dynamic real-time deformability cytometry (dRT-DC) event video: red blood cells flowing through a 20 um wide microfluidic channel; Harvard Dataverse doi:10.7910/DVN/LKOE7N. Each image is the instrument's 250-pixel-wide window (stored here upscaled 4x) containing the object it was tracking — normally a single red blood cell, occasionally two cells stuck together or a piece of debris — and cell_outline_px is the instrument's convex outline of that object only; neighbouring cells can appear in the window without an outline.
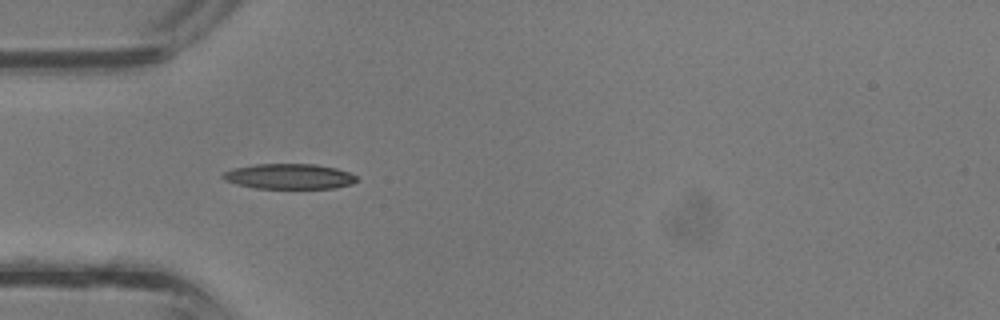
{"species": "common noctule bat (a hibernating species)", "species_latin": "Nyctalus noctula", "temperature_condition": "room temperature", "stored_images_in_passage": 28, "camera_frame_rate_fps": 3000, "um_per_image_px": 0.085, "animal": {"sex": "male", "body_mass_g": 13.3}, "frame": {"image": 1, "passage_image": 2, "time_ms": 0.333, "image_size_px": [1000, 320], "cell_outline_px": [[360, 180], [352, 184], [336, 188], [256, 188], [236, 184], [224, 180], [220, 176], [224, 172], [232, 168], [256, 164], [316, 164], [336, 168], [348, 172], [356, 176]], "centroid_in_image_um": [24.59, 14.99], "position_along_channel_um": 60.4, "area_um2": 19.83}}
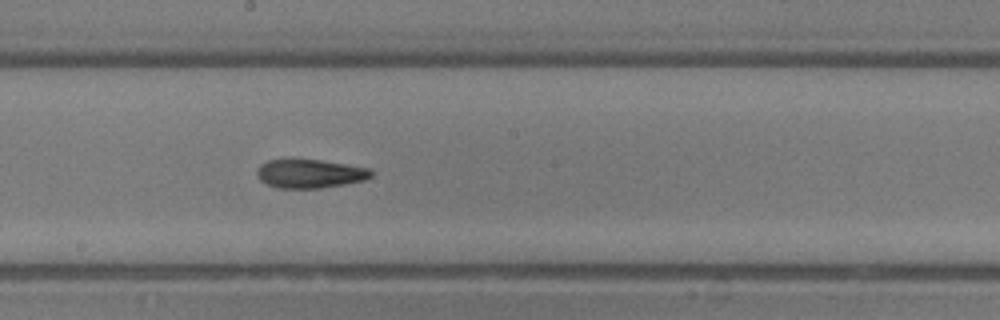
{"frame": {"image": 2, "passage_image": 11, "time_ms": 3.333, "image_size_px": [1000, 320], "cell_outline_px": [[372, 176], [364, 180], [344, 184], [320, 188], [280, 188], [268, 184], [260, 180], [256, 172], [256, 168], [260, 164], [268, 160], [320, 160], [368, 168], [372, 172]], "centroid_in_image_um": [26.31, 14.76], "position_along_channel_um": 221.9, "area_um2": 18.84}}
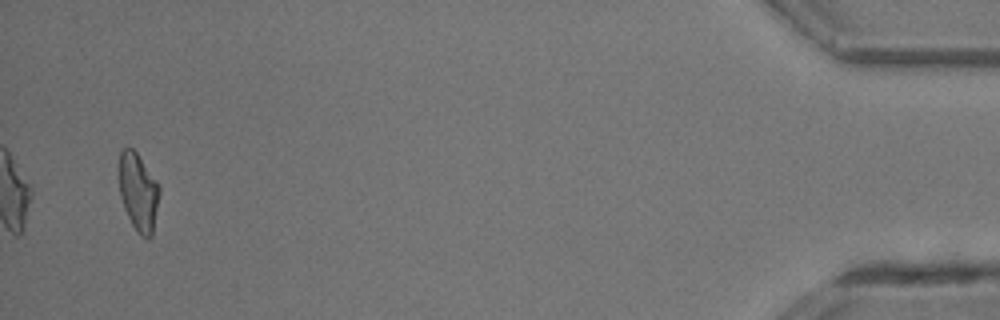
{"frame": {"image": 3, "passage_image": 27, "time_ms": 8.667, "image_size_px": [1000, 320], "cell_outline_px": [[160, 192], [152, 236], [148, 240], [140, 236], [132, 224], [124, 208], [120, 196], [120, 148], [132, 148], [136, 152], [160, 184]], "centroid_in_image_um": [11.78, 16.34], "position_along_channel_um": 423.4, "area_um2": 18.32}}